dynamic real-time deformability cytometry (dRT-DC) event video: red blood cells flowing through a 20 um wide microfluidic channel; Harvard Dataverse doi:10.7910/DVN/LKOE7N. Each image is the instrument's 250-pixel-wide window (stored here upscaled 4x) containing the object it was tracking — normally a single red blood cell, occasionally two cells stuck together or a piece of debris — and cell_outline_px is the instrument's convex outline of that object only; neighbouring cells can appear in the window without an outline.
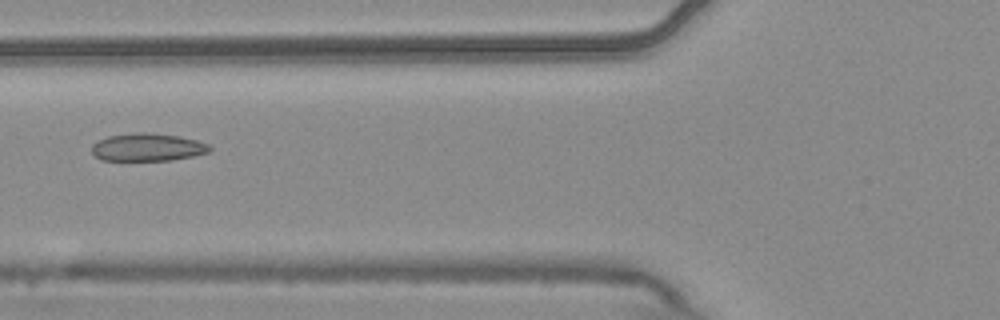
{"species": "common noctule bat (a hibernating species)", "species_latin": "Nyctalus noctula", "temperature_condition": "warm", "stored_images_in_passage": 8, "camera_frame_rate_fps": 3000, "um_per_image_px": 0.085, "animal": {"sex": "male", "body_mass_g": 20.4}, "frame": {"image": 1, "passage_image": 5, "time_ms": 1.333, "image_size_px": [1000, 320], "cell_outline_px": [[212, 152], [172, 160], [100, 160], [92, 152], [92, 144], [108, 136], [132, 132], [148, 132], [180, 136], [196, 140], [208, 144], [212, 148]], "centroid_in_image_um": [12.57, 12.51], "position_along_channel_um": 113.2, "area_um2": 19.19}}
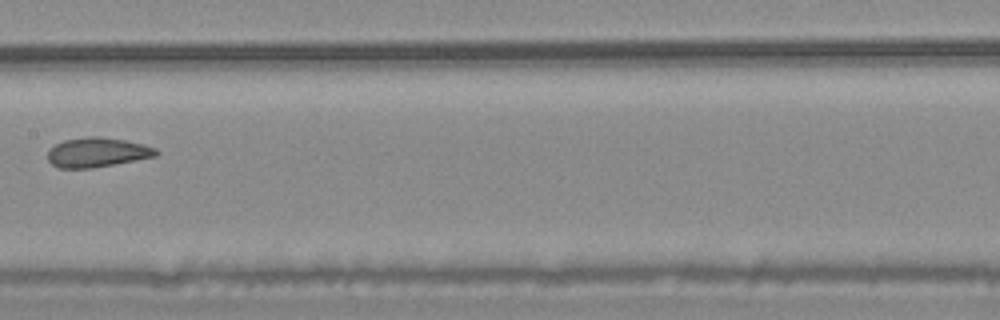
{"frame": {"image": 2, "passage_image": 7, "time_ms": 2.0, "image_size_px": [1000, 320], "cell_outline_px": [[160, 152], [156, 156], [92, 168], [60, 168], [52, 164], [48, 160], [48, 148], [64, 140], [88, 136], [100, 136], [124, 140], [144, 144], [156, 148]], "centroid_in_image_um": [8.26, 12.94], "position_along_channel_um": 199.1, "area_um2": 18.67}}
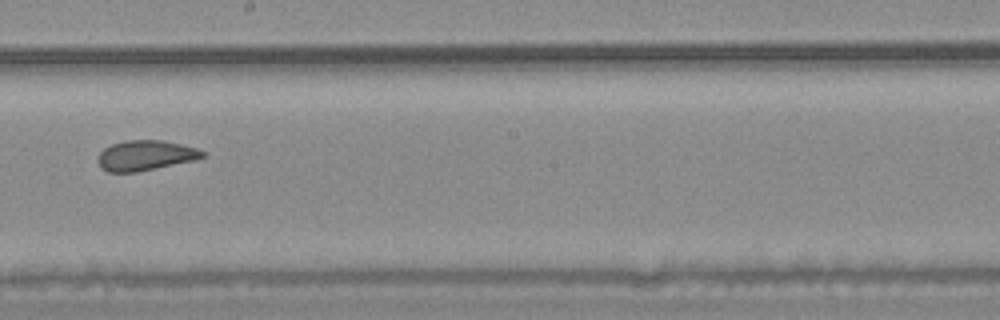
{"frame": {"image": 3, "passage_image": 8, "time_ms": 2.333, "image_size_px": [1000, 320], "cell_outline_px": [[208, 156], [196, 160], [136, 172], [108, 172], [100, 168], [96, 160], [100, 152], [104, 148], [112, 144], [128, 140], [164, 140], [196, 148], [208, 152]], "centroid_in_image_um": [12.39, 13.21], "position_along_channel_um": 235.8, "area_um2": 18.61}}